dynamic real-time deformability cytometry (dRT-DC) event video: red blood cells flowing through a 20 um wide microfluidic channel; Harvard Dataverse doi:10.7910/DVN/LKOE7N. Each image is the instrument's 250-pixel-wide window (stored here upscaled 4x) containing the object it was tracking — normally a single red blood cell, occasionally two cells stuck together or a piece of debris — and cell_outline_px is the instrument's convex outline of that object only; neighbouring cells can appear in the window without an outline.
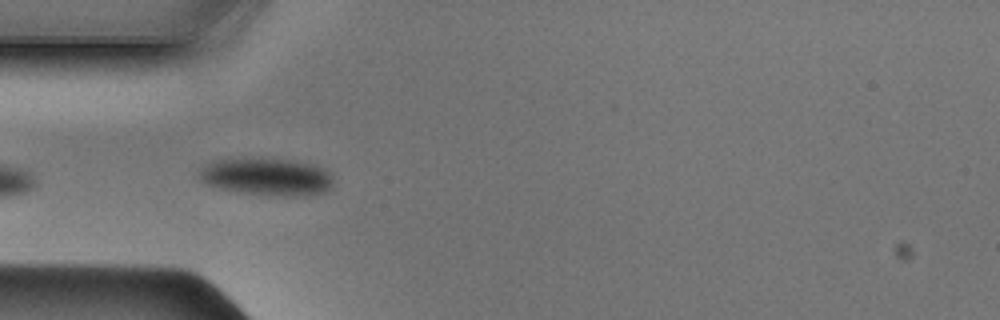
{"species": "Egyptian fruit bat (a non-hibernating species)", "species_latin": "Rousettus aegyptiacus", "temperature_condition": "cold", "stored_images_in_passage": 37, "camera_frame_rate_fps": 3000, "um_per_image_px": 0.085, "animal": {"sex": "male"}, "frame": {"image": 1, "passage_image": 3, "time_ms": 0.667, "image_size_px": [1000, 320], "cell_outline_px": [[332, 188], [324, 192], [308, 196], [284, 196], [244, 192], [220, 188], [208, 184], [200, 180], [200, 168], [212, 160], [240, 156], [260, 156], [292, 160], [312, 164], [324, 168], [332, 176]], "centroid_in_image_um": [22.67, 14.97], "position_along_channel_um": 62.3, "area_um2": 30.06}}
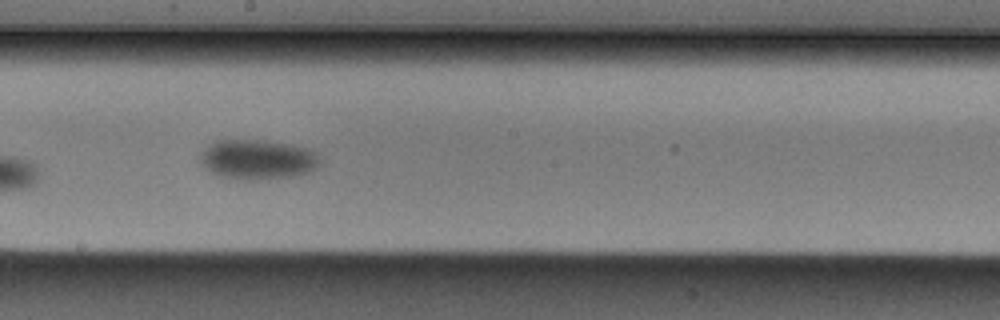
{"frame": {"image": 2, "passage_image": 15, "time_ms": 4.667, "image_size_px": [1000, 320], "cell_outline_px": [[324, 164], [308, 172], [292, 176], [256, 180], [236, 180], [220, 176], [204, 168], [200, 164], [200, 152], [208, 144], [216, 140], [264, 140], [292, 144], [308, 148], [316, 152], [324, 160]], "centroid_in_image_um": [21.92, 13.55], "position_along_channel_um": 226.3, "area_um2": 28.5}}
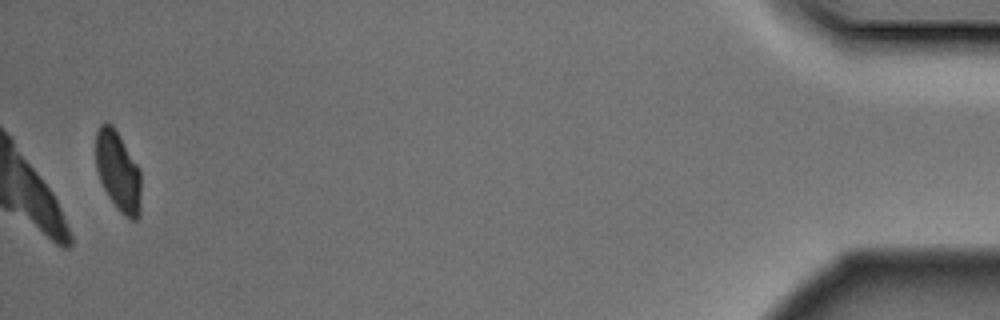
{"frame": {"image": 3, "passage_image": 36, "time_ms": 11.667, "image_size_px": [1000, 320], "cell_outline_px": [[140, 216], [136, 220], [132, 220], [124, 216], [116, 208], [108, 196], [100, 180], [96, 168], [96, 132], [100, 124], [104, 120], [108, 120], [112, 124], [140, 168]], "centroid_in_image_um": [10.03, 14.55], "position_along_channel_um": 425.2, "area_um2": 21.33}}